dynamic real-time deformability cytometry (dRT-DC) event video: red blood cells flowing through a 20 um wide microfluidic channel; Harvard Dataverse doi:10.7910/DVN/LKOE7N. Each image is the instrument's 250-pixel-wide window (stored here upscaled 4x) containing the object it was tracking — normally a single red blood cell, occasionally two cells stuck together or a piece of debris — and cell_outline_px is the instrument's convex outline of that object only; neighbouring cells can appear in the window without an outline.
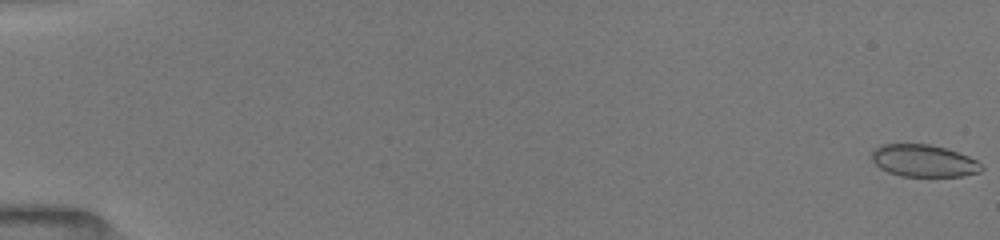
{"species": "common noctule bat (a hibernating species)", "species_latin": "Nyctalus noctula", "temperature_condition": "room temperature", "stored_images_in_passage": 53, "camera_frame_rate_fps": 3000, "um_per_image_px": 0.085, "animal": {"sex": "female", "body_mass_g": 19.5, "forearm_length_mm": 54.1}, "frame": {"image": 1, "passage_image": 1, "time_ms": 0.0, "image_size_px": [1000, 240], "cell_outline_px": [[984, 168], [980, 172], [960, 176], [900, 176], [888, 172], [880, 168], [872, 160], [872, 152], [880, 144], [928, 144], [944, 148], [968, 156], [976, 160]], "centroid_in_image_um": [78.5, 13.67], "position_along_channel_um": 6.5, "area_um2": 20.4}}
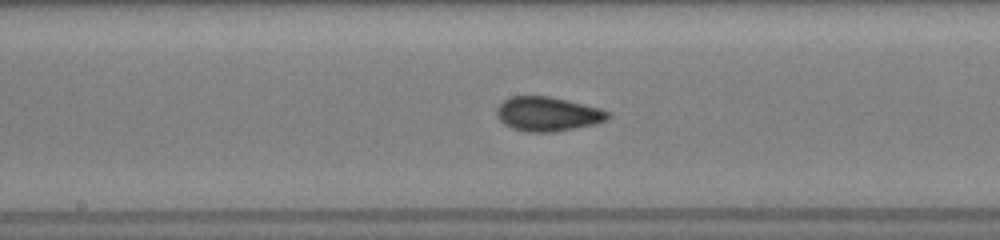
{"frame": {"image": 2, "passage_image": 29, "time_ms": 9.333, "image_size_px": [1000, 240], "cell_outline_px": [[612, 116], [608, 120], [596, 124], [556, 132], [528, 132], [512, 128], [504, 124], [496, 116], [496, 108], [504, 100], [512, 96], [548, 96], [568, 100], [600, 108], [612, 112]], "centroid_in_image_um": [46.6, 9.69], "position_along_channel_um": 201.6, "area_um2": 22.54}}
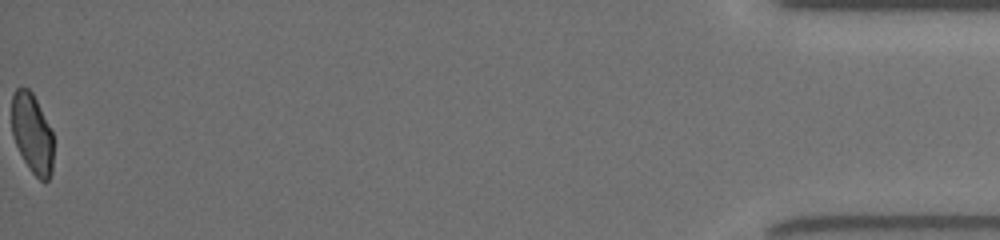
{"frame": {"image": 3, "passage_image": 53, "time_ms": 17.333, "image_size_px": [1000, 240], "cell_outline_px": [[52, 172], [48, 180], [40, 180], [32, 172], [24, 160], [12, 136], [12, 96], [16, 88], [28, 88], [32, 92], [52, 132]], "centroid_in_image_um": [2.72, 11.34], "position_along_channel_um": 432.5, "area_um2": 19.02}, "authors_computed_cell_mechanics": {"area_um2": 21.1548, "velocity_mm_per_s": 4.0137, "shape_relaxation_time_tau1_ms": null, "shape_relaxation_time_tau2_ms": 0.983, "deformation_change_tau1": null, "deformation_change_tau2": 0.0614}}